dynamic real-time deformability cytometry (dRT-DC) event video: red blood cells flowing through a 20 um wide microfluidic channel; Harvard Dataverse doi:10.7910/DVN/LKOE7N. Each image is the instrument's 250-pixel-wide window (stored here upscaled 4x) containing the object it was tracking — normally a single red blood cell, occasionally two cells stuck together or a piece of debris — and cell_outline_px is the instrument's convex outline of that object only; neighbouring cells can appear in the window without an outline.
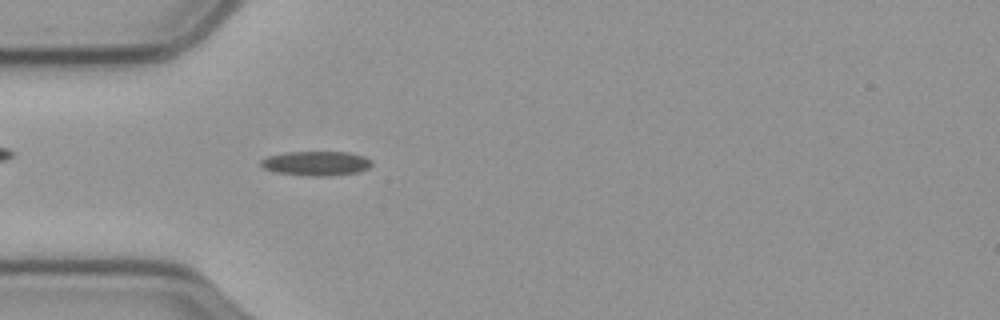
{"species": "common noctule bat (a hibernating species)", "species_latin": "Nyctalus noctula", "temperature_condition": "cold", "stored_images_in_passage": 55, "camera_frame_rate_fps": 3000, "um_per_image_px": 0.085, "animal": {"sex": "male", "body_mass_g": 23.1, "forearm_length_mm": 52.7}, "frame": {"image": 1, "passage_image": 14, "time_ms": 4.333, "image_size_px": [1000, 320], "cell_outline_px": [[372, 164], [368, 168], [360, 172], [328, 176], [308, 176], [276, 172], [264, 168], [260, 164], [260, 160], [268, 156], [288, 152], [348, 152], [364, 156], [372, 160]], "centroid_in_image_um": [26.9, 13.89], "position_along_channel_um": 58.1, "area_um2": 15.84}}
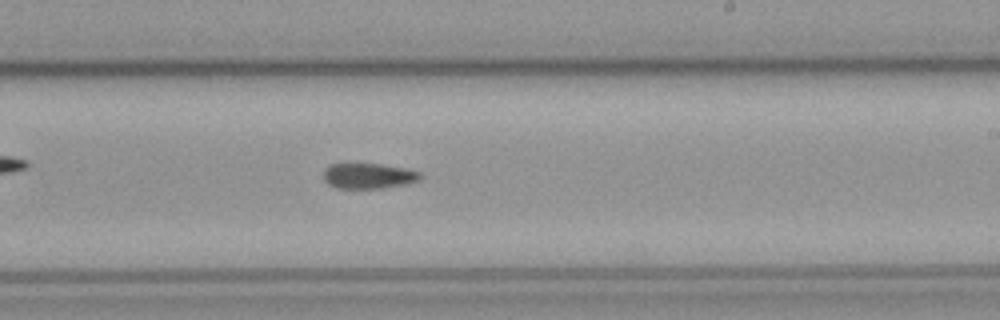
{"frame": {"image": 2, "passage_image": 31, "time_ms": 10.0, "image_size_px": [1000, 320], "cell_outline_px": [[420, 176], [416, 180], [404, 184], [380, 188], [340, 188], [328, 184], [324, 180], [324, 172], [332, 164], [380, 164], [404, 168], [420, 172]], "centroid_in_image_um": [31.3, 14.95], "position_along_channel_um": 257.7, "area_um2": 13.87}}
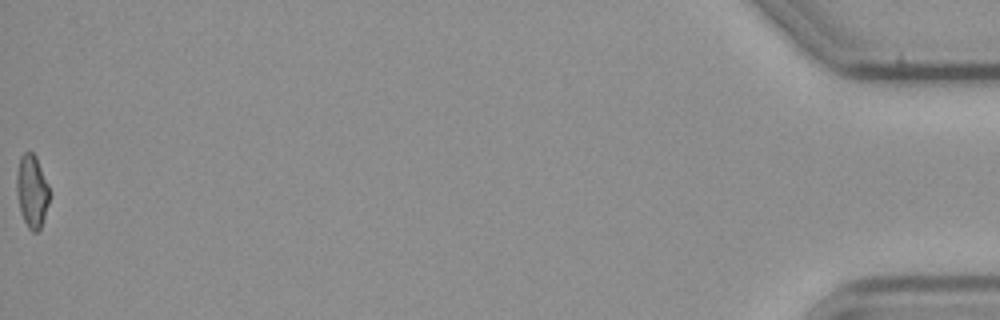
{"frame": {"image": 3, "passage_image": 55, "time_ms": 18.0, "image_size_px": [1000, 320], "cell_outline_px": [[48, 204], [40, 228], [36, 232], [32, 232], [28, 228], [20, 212], [16, 192], [16, 172], [20, 156], [24, 152], [32, 152], [36, 156], [48, 184]], "centroid_in_image_um": [2.68, 16.23], "position_along_channel_um": 432.5, "area_um2": 13.87}}